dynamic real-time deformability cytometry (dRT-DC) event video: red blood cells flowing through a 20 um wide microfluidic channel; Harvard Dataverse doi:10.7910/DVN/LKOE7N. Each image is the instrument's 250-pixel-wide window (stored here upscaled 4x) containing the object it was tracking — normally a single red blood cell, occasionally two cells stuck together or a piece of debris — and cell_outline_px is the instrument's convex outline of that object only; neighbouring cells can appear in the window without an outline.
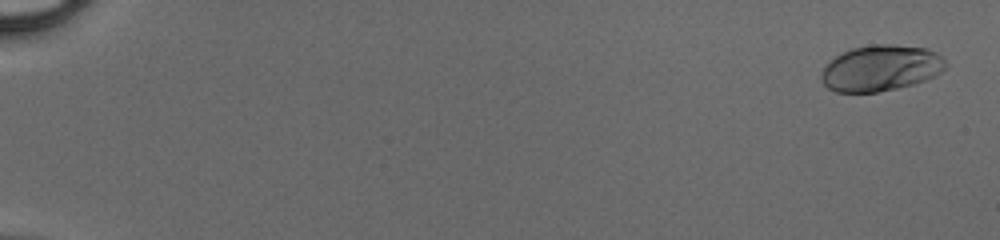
{"species": "human", "species_latin": "Homo sapiens", "temperature_condition": "cold", "stored_images_in_passage": 50, "camera_frame_rate_fps": 3000, "um_per_image_px": 0.085, "donor": {"sex": "male"}, "frame": {"image": 1, "passage_image": 2, "time_ms": 0.333, "image_size_px": [1000, 240], "cell_outline_px": [[948, 64], [940, 72], [924, 80], [912, 84], [896, 88], [876, 92], [836, 92], [828, 88], [820, 80], [820, 76], [824, 68], [836, 56], [852, 48], [872, 44], [892, 44], [928, 48], [936, 52]], "centroid_in_image_um": [74.86, 5.78], "position_along_channel_um": 10.1, "area_um2": 33.06}}
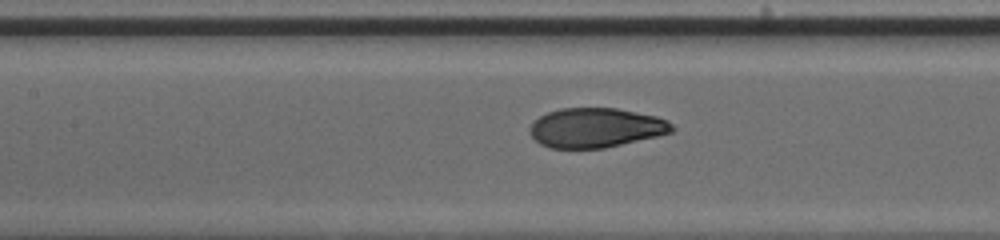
{"frame": {"image": 2, "passage_image": 26, "time_ms": 8.333, "image_size_px": [1000, 240], "cell_outline_px": [[676, 128], [672, 132], [656, 136], [604, 148], [552, 148], [540, 144], [528, 132], [528, 128], [540, 116], [548, 112], [560, 108], [616, 108], [656, 116], [668, 120]], "centroid_in_image_um": [50.64, 10.85], "position_along_channel_um": 156.8, "area_um2": 32.66}}
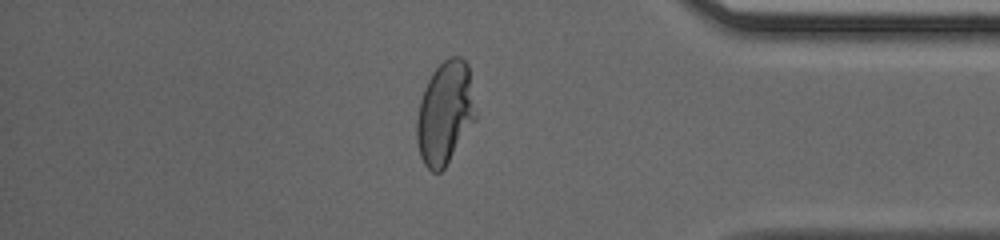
{"frame": {"image": 3, "passage_image": 44, "time_ms": 14.333, "image_size_px": [1000, 240], "cell_outline_px": [[476, 120], [444, 168], [440, 172], [432, 172], [424, 164], [420, 156], [416, 140], [416, 116], [420, 100], [424, 88], [432, 72], [448, 56], [460, 56], [468, 64], [476, 112]], "centroid_in_image_um": [37.81, 9.59], "position_along_channel_um": 397.4, "area_um2": 35.49}}